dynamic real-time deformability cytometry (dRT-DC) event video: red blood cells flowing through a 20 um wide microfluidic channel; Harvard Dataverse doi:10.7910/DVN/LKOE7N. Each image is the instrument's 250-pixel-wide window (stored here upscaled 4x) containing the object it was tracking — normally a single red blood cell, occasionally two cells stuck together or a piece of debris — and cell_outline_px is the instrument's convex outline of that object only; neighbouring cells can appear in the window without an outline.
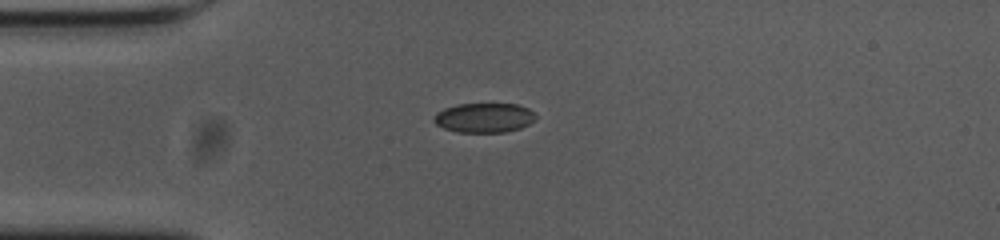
{"species": "common noctule bat (a hibernating species)", "species_latin": "Nyctalus noctula", "temperature_condition": "cold", "stored_images_in_passage": 36, "camera_frame_rate_fps": 3000, "um_per_image_px": 0.085, "animal": {"sex": "female", "body_mass_g": 23.0, "forearm_length_mm": 53.4}, "frame": {"image": 1, "passage_image": 1, "time_ms": 0.0, "image_size_px": [1000, 240], "cell_outline_px": [[536, 116], [528, 124], [520, 128], [504, 132], [456, 132], [444, 128], [436, 124], [432, 120], [436, 112], [444, 108], [456, 104], [516, 104], [528, 108]], "centroid_in_image_um": [41.1, 10.0], "position_along_channel_um": 43.9, "area_um2": 17.46}}
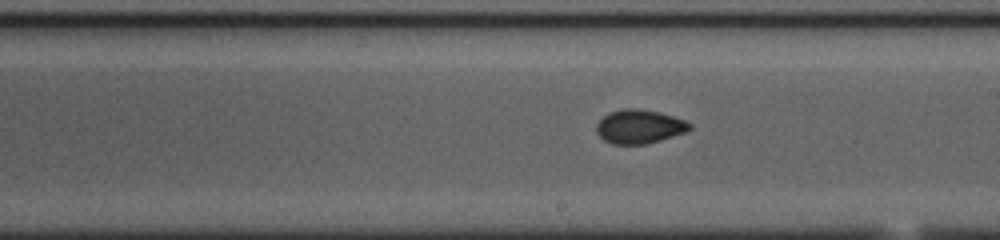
{"frame": {"image": 2, "passage_image": 18, "time_ms": 5.667, "image_size_px": [1000, 240], "cell_outline_px": [[692, 128], [684, 132], [660, 140], [644, 144], [612, 144], [604, 140], [596, 132], [596, 124], [608, 112], [624, 108], [636, 108], [660, 112], [684, 120], [692, 124]], "centroid_in_image_um": [54.32, 10.75], "position_along_channel_um": 234.7, "area_um2": 18.32}}
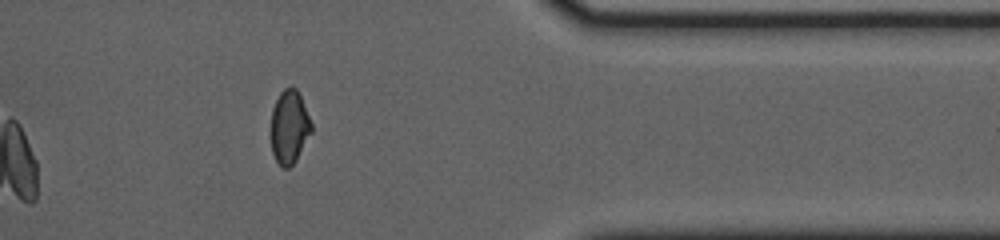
{"frame": {"image": 3, "passage_image": 32, "time_ms": 10.333, "image_size_px": [1000, 240], "cell_outline_px": [[312, 132], [296, 160], [288, 168], [284, 168], [276, 160], [272, 152], [272, 108], [280, 92], [284, 88], [296, 88], [300, 96], [312, 124]], "centroid_in_image_um": [24.6, 10.8], "position_along_channel_um": 386.8, "area_um2": 16.99}, "authors_computed_cell_mechanics": {"area_um2": 18.207, "velocity_mm_per_s": 3.6814, "shape_relaxation_time_tau1_ms": 5.102, "shape_relaxation_time_tau2_ms": 2.3059, "deformation_change_tau1": 0.1184, "deformation_change_tau2": 0.0543}}